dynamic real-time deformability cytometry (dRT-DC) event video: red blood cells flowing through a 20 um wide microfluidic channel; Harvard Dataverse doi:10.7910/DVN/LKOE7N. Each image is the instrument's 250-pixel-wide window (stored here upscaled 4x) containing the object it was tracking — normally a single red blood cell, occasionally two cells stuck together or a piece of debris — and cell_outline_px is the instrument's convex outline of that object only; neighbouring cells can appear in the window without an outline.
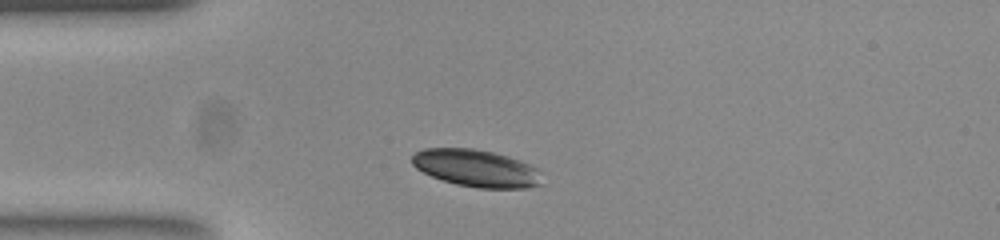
{"species": "common noctule bat (a hibernating species)", "species_latin": "Nyctalus noctula", "temperature_condition": "room temperature", "stored_images_in_passage": 40, "camera_frame_rate_fps": 3000, "um_per_image_px": 0.085, "animal": {"sex": "female", "body_mass_g": 23.0, "forearm_length_mm": 53.4}, "frame": {"image": 1, "passage_image": 4, "time_ms": 1.0, "image_size_px": [1000, 240], "cell_outline_px": [[540, 184], [528, 188], [480, 188], [456, 184], [432, 176], [416, 168], [412, 164], [412, 156], [416, 152], [424, 148], [472, 148], [492, 152], [528, 164], [536, 168]], "centroid_in_image_um": [40.42, 14.29], "position_along_channel_um": 44.6, "area_um2": 27.57}}
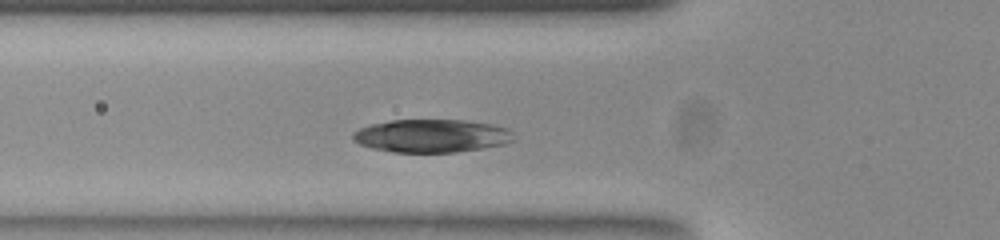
{"frame": {"image": 2, "passage_image": 9, "time_ms": 2.667, "image_size_px": [1000, 240], "cell_outline_px": [[512, 140], [504, 144], [456, 152], [392, 152], [372, 148], [360, 144], [352, 140], [352, 132], [360, 128], [372, 124], [392, 120], [464, 120], [492, 124], [504, 128], [512, 132]], "centroid_in_image_um": [36.63, 11.54], "position_along_channel_um": 89.2, "area_um2": 30.75}}